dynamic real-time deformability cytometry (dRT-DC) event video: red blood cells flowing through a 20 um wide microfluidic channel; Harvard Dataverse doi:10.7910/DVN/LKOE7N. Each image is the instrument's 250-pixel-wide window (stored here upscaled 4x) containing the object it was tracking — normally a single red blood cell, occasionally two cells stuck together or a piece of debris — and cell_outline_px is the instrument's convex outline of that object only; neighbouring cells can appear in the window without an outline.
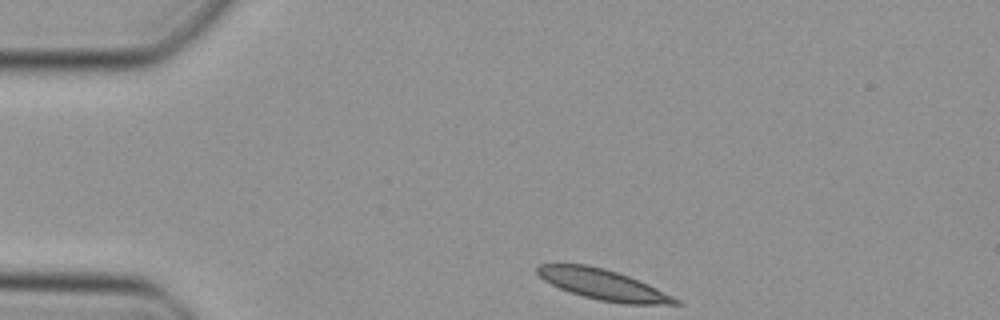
{"species": "Egyptian fruit bat (a non-hibernating species)", "species_latin": "Rousettus aegyptiacus", "temperature_condition": "cold", "stored_images_in_passage": 40, "camera_frame_rate_fps": 3000, "um_per_image_px": 0.085, "animal": {"sex": "female"}, "frame": {"image": 1, "passage_image": 1, "time_ms": 0.0, "image_size_px": [1000, 320], "cell_outline_px": [[680, 304], [624, 304], [600, 300], [584, 296], [560, 288], [544, 280], [536, 272], [536, 268], [540, 264], [588, 264], [604, 268], [628, 276], [648, 284], [680, 300]], "centroid_in_image_um": [51.25, 24.18], "position_along_channel_um": 33.7, "area_um2": 24.1}}
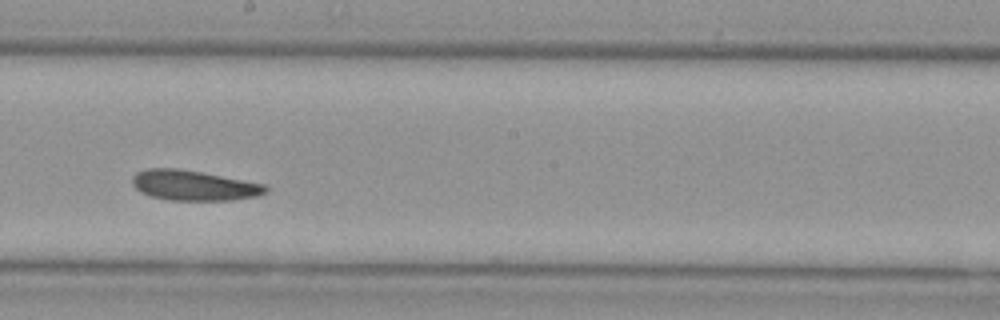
{"frame": {"image": 2, "passage_image": 19, "time_ms": 6.0, "image_size_px": [1000, 320], "cell_outline_px": [[268, 192], [256, 196], [232, 200], [168, 200], [148, 196], [140, 192], [132, 184], [132, 176], [136, 172], [144, 168], [180, 168], [264, 184], [268, 188]], "centroid_in_image_um": [16.41, 15.76], "position_along_channel_um": 231.8, "area_um2": 23.58}}
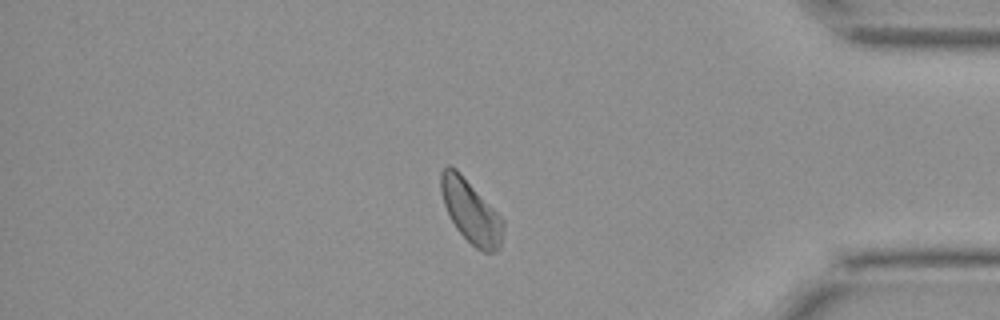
{"frame": {"image": 3, "passage_image": 33, "time_ms": 10.667, "image_size_px": [1000, 320], "cell_outline_px": [[504, 224], [500, 248], [496, 252], [484, 252], [476, 248], [456, 228], [444, 204], [440, 192], [440, 172], [448, 164], [456, 168], [460, 172], [504, 220]], "centroid_in_image_um": [40.01, 17.96], "position_along_channel_um": 395.2, "area_um2": 22.66}}